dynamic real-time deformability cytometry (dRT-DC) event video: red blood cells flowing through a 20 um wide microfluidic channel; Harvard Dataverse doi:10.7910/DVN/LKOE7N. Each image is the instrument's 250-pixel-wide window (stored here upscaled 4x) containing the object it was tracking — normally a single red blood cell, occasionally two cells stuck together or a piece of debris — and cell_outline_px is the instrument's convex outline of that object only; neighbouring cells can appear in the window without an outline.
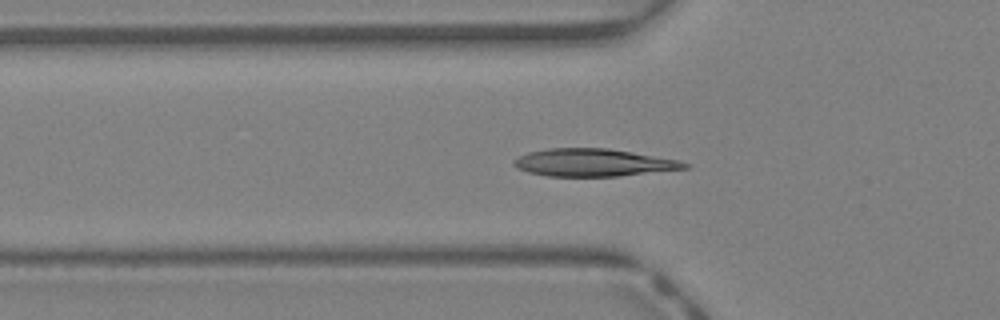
{"species": "Egyptian fruit bat (a non-hibernating species)", "species_latin": "Rousettus aegyptiacus", "temperature_condition": "warm", "stored_images_in_passage": 37, "segment_of_instrument_passage": [1, 2], "camera_frame_rate_fps": 3000, "um_per_image_px": 0.085, "animal": {"sex": "female"}, "frame": {"image": 1, "passage_image": 7, "time_ms": 2.0, "image_size_px": [1000, 320], "cell_outline_px": [[692, 164], [688, 168], [620, 176], [548, 176], [528, 172], [516, 168], [512, 164], [512, 160], [528, 152], [548, 148], [608, 148], [680, 160]], "centroid_in_image_um": [50.44, 13.82], "position_along_channel_um": 75.4, "area_um2": 27.51}}
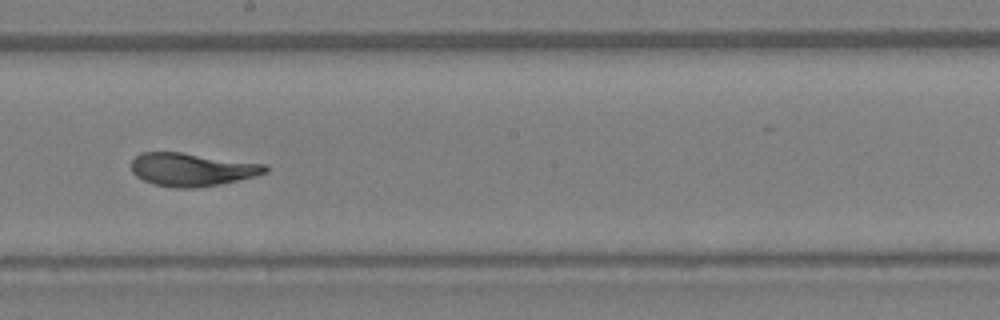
{"frame": {"image": 2, "passage_image": 17, "time_ms": 5.333, "image_size_px": [1000, 320], "cell_outline_px": [[268, 172], [256, 176], [220, 184], [192, 188], [176, 188], [156, 184], [144, 180], [136, 176], [132, 172], [132, 160], [140, 152], [180, 152], [268, 164]], "centroid_in_image_um": [16.35, 14.4], "position_along_channel_um": 231.9, "area_um2": 25.84}}
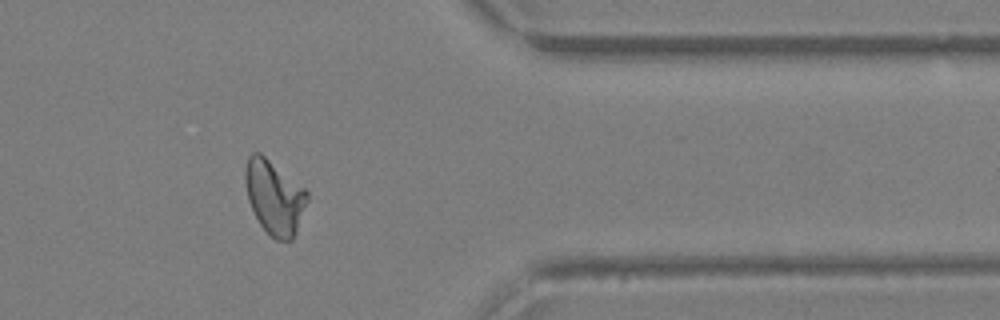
{"frame": {"image": 3, "passage_image": 28, "time_ms": 9.0, "image_size_px": [1000, 320], "cell_outline_px": [[308, 200], [296, 232], [292, 240], [276, 240], [260, 224], [248, 200], [244, 180], [244, 172], [248, 156], [252, 152], [260, 152], [304, 188], [308, 192]], "centroid_in_image_um": [23.31, 16.74], "position_along_channel_um": 388.1, "area_um2": 26.47}}